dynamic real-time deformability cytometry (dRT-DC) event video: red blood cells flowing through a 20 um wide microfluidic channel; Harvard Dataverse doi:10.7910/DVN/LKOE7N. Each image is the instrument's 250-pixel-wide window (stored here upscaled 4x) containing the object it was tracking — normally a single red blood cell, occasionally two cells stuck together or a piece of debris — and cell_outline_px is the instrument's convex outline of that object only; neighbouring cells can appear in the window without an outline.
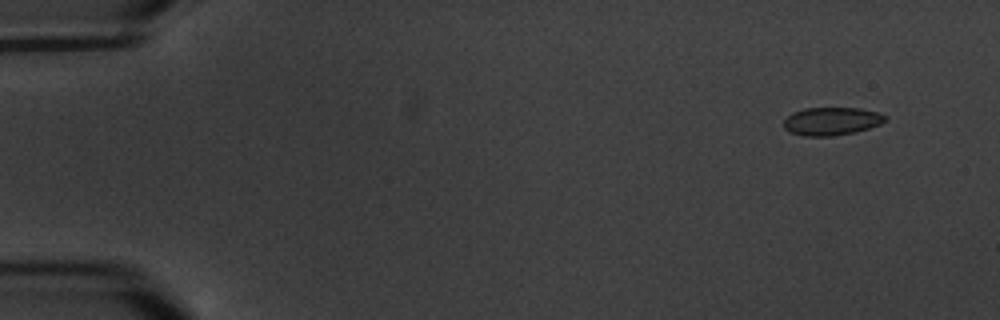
{"species": "common noctule bat (a hibernating species)", "species_latin": "Nyctalus noctula", "temperature_condition": "warm", "stored_images_in_passage": 4, "camera_frame_rate_fps": 3000, "um_per_image_px": 0.085, "animal": {"sex": "male", "body_mass_g": 20.1, "forearm_length_mm": 53.5}, "frame": {"image": 1, "passage_image": 1, "time_ms": 0.0, "image_size_px": [1000, 320], "cell_outline_px": [[888, 120], [880, 124], [856, 132], [832, 136], [804, 136], [788, 132], [784, 128], [784, 120], [792, 112], [804, 108], [860, 108], [880, 112], [888, 116]], "centroid_in_image_um": [70.71, 10.3], "position_along_channel_um": 14.3, "area_um2": 16.82}}